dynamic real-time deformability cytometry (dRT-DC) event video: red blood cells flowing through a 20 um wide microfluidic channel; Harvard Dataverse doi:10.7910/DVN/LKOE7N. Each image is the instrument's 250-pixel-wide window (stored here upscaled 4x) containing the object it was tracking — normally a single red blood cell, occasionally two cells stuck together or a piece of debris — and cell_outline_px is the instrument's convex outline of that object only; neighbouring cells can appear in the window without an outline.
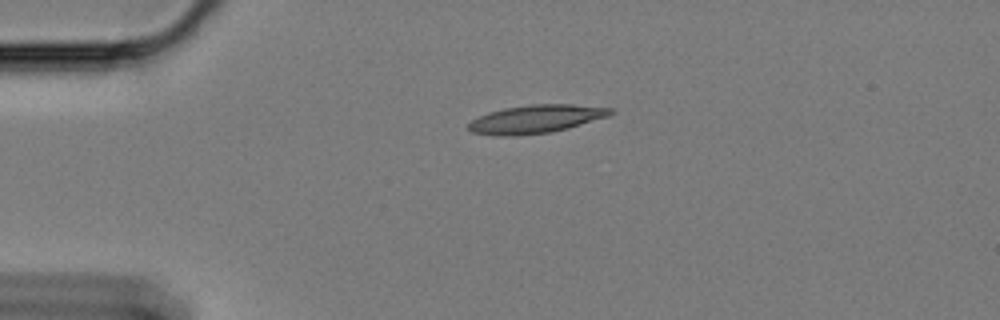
{"species": "Egyptian fruit bat (a non-hibernating species)", "species_latin": "Rousettus aegyptiacus", "temperature_condition": "cold", "stored_images_in_passage": 47, "camera_frame_rate_fps": 3000, "um_per_image_px": 0.085, "animal": {"sex": "female"}, "frame": {"image": 1, "passage_image": 1, "time_ms": 0.0, "image_size_px": [1000, 320], "cell_outline_px": [[616, 112], [608, 116], [568, 128], [548, 132], [512, 136], [504, 136], [472, 132], [468, 128], [468, 124], [472, 120], [488, 112], [504, 108], [528, 104], [572, 104], [612, 108]], "centroid_in_image_um": [45.57, 10.1], "position_along_channel_um": 39.4, "area_um2": 23.18}}
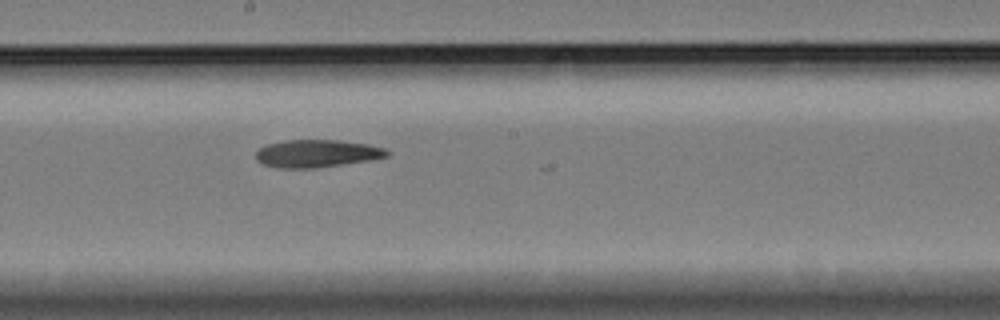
{"frame": {"image": 2, "passage_image": 20, "time_ms": 6.333, "image_size_px": [1000, 320], "cell_outline_px": [[392, 152], [388, 156], [368, 160], [316, 168], [280, 168], [264, 164], [256, 156], [256, 152], [264, 144], [284, 140], [340, 140], [368, 144], [384, 148]], "centroid_in_image_um": [26.95, 13.03], "position_along_channel_um": 221.2, "area_um2": 21.04}}
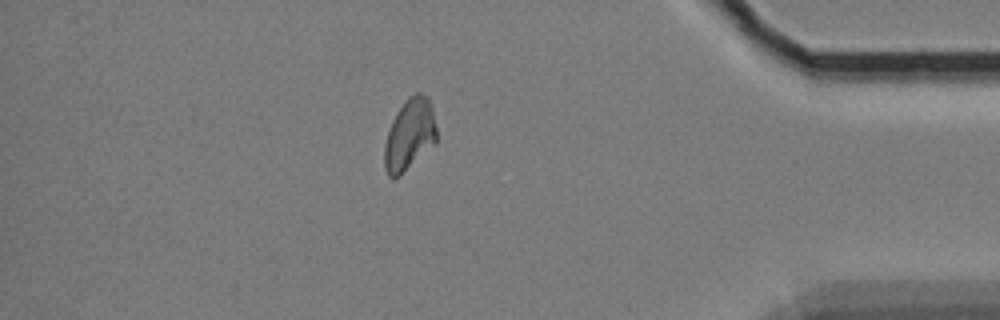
{"frame": {"image": 3, "passage_image": 39, "time_ms": 12.667, "image_size_px": [1000, 320], "cell_outline_px": [[436, 144], [400, 176], [392, 180], [388, 176], [384, 168], [384, 144], [392, 120], [396, 112], [408, 96], [416, 92], [420, 92], [428, 96], [432, 104], [436, 128]], "centroid_in_image_um": [34.82, 11.46], "position_along_channel_um": 400.4, "area_um2": 22.25}}